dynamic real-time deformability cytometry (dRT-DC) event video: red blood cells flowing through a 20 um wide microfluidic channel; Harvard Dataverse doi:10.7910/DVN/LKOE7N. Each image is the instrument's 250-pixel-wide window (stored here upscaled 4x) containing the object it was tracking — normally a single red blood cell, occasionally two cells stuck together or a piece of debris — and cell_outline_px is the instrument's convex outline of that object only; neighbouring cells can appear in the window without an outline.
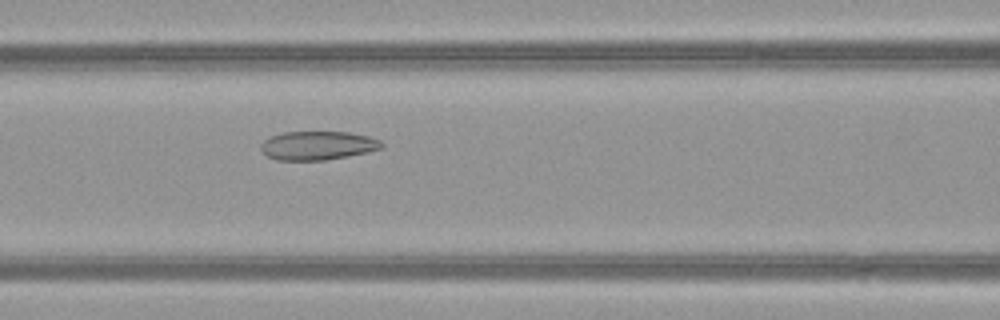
{"species": "common noctule bat (a hibernating species)", "species_latin": "Nyctalus noctula", "temperature_condition": "warm", "stored_images_in_passage": 44, "camera_frame_rate_fps": 3000, "um_per_image_px": 0.085, "animal": {"sex": "female", "body_mass_g": 21.9}, "frame": {"image": 1, "passage_image": 15, "time_ms": 4.667, "image_size_px": [1000, 320], "cell_outline_px": [[384, 148], [368, 152], [348, 156], [324, 160], [276, 160], [268, 156], [260, 148], [260, 144], [264, 140], [272, 136], [284, 132], [348, 132], [368, 136], [380, 140], [384, 144]], "centroid_in_image_um": [27.03, 12.37], "position_along_channel_um": 139.6, "area_um2": 20.23}}
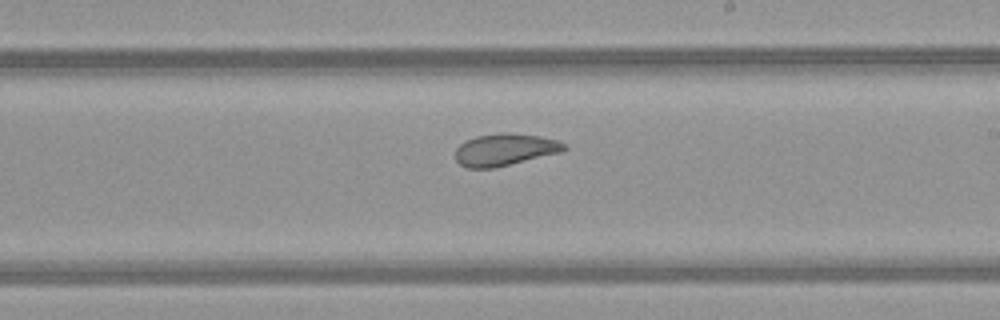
{"frame": {"image": 2, "passage_image": 23, "time_ms": 7.333, "image_size_px": [1000, 320], "cell_outline_px": [[568, 148], [560, 152], [496, 168], [468, 168], [460, 164], [456, 160], [456, 148], [460, 144], [476, 136], [500, 132], [508, 132], [540, 136], [556, 140], [564, 144]], "centroid_in_image_um": [42.9, 12.72], "position_along_channel_um": 246.1, "area_um2": 20.29}}
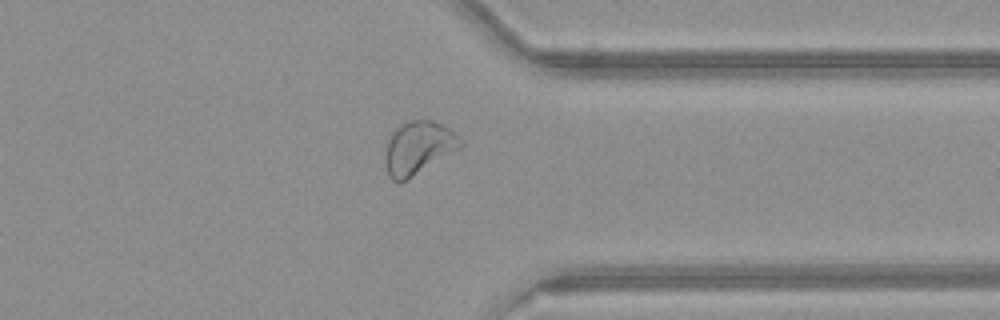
{"frame": {"image": 3, "passage_image": 33, "time_ms": 10.667, "image_size_px": [1000, 320], "cell_outline_px": [[464, 144], [460, 148], [408, 180], [400, 184], [392, 180], [388, 176], [384, 160], [384, 156], [388, 140], [392, 132], [400, 124], [408, 120], [432, 120], [448, 128], [460, 136], [464, 140]], "centroid_in_image_um": [35.54, 12.59], "position_along_channel_um": 375.9, "area_um2": 23.64}, "authors_computed_cell_mechanics": {"area_um2": 23.5535, "velocity_mm_per_s": 4.0006, "shape_relaxation_time_tau1_ms": null, "shape_relaxation_time_tau2_ms": 2.2645, "deformation_change_tau1": null, "deformation_change_tau2": 0.0779}}